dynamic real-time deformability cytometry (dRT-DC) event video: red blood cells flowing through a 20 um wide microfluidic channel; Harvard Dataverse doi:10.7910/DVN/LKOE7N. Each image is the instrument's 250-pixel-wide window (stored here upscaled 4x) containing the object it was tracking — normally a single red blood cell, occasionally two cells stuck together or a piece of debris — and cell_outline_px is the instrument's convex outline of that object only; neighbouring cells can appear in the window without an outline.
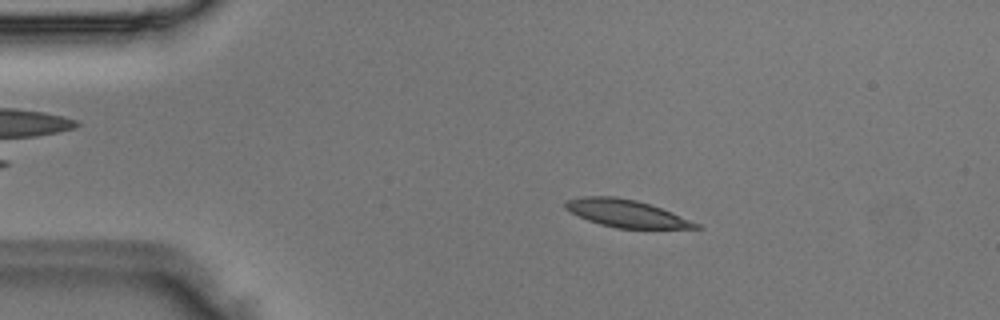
{"species": "Egyptian fruit bat (a non-hibernating species)", "species_latin": "Rousettus aegyptiacus", "temperature_condition": "room temperature", "stored_images_in_passage": 48, "camera_frame_rate_fps": 3000, "um_per_image_px": 0.085, "animal": {"sex": "male"}, "frame": {"image": 1, "passage_image": 9, "time_ms": 2.667, "image_size_px": [1000, 320], "cell_outline_px": [[704, 228], [616, 228], [600, 224], [588, 220], [564, 208], [564, 204], [568, 200], [584, 196], [616, 196], [636, 200], [672, 212], [700, 224]], "centroid_in_image_um": [53.24, 18.14], "position_along_channel_um": 31.8, "area_um2": 20.58}}
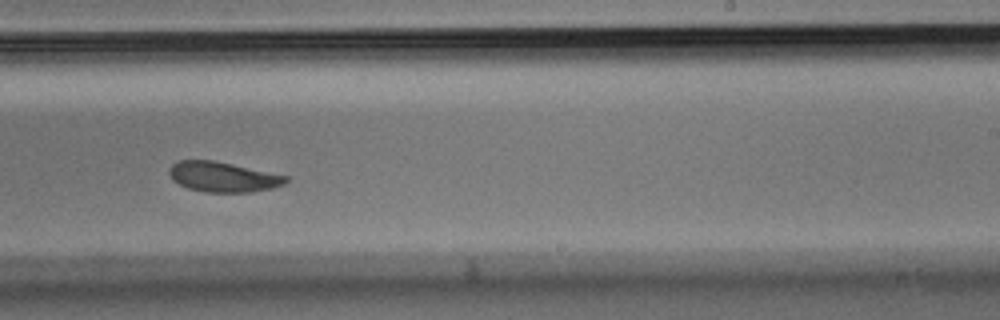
{"frame": {"image": 2, "passage_image": 30, "time_ms": 9.667, "image_size_px": [1000, 320], "cell_outline_px": [[288, 180], [284, 184], [272, 188], [252, 192], [204, 192], [188, 188], [172, 180], [168, 172], [168, 168], [176, 160], [212, 160], [232, 164], [288, 176]], "centroid_in_image_um": [18.92, 15.03], "position_along_channel_um": 270.1, "area_um2": 20.46}}
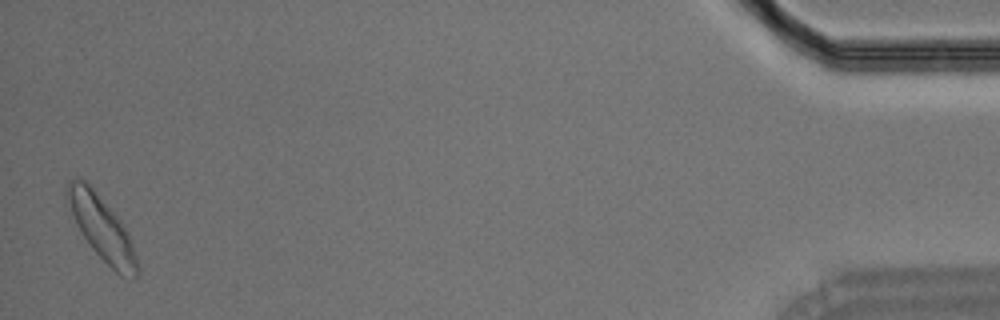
{"frame": {"image": 3, "passage_image": 48, "time_ms": 15.667, "image_size_px": [1000, 320], "cell_outline_px": [[140, 276], [120, 276], [92, 248], [68, 216], [64, 196], [64, 188], [68, 180], [76, 176], [80, 176], [92, 188], [120, 220], [132, 244], [140, 268]], "centroid_in_image_um": [8.54, 19.32], "position_along_channel_um": 426.7, "area_um2": 26.41}}